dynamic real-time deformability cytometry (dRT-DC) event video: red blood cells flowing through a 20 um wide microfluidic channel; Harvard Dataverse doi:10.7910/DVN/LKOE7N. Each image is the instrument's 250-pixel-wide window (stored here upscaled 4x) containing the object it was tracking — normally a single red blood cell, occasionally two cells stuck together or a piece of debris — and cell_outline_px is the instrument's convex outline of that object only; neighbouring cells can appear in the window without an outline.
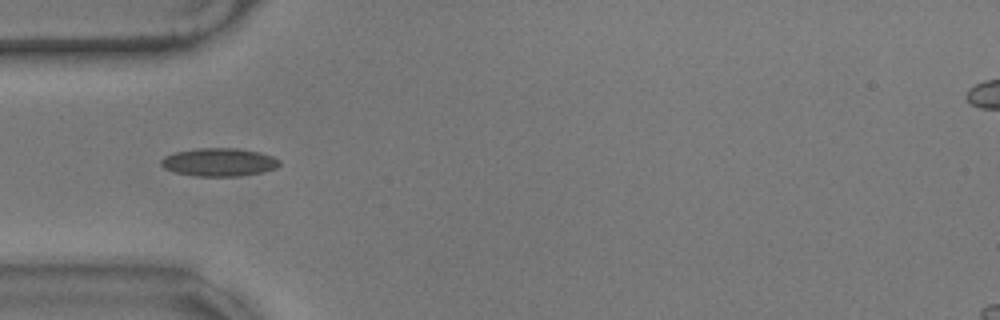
{"species": "common noctule bat (a hibernating species)", "species_latin": "Nyctalus noctula", "temperature_condition": "warm", "stored_images_in_passage": 28, "camera_frame_rate_fps": 3000, "um_per_image_px": 0.085, "animal": {"sex": "male", "body_mass_g": 17.9}, "frame": {"image": 1, "passage_image": 5, "time_ms": 1.333, "image_size_px": [1000, 320], "cell_outline_px": [[280, 164], [276, 168], [260, 172], [236, 176], [196, 176], [176, 172], [164, 168], [160, 164], [160, 160], [164, 156], [176, 152], [196, 148], [236, 148], [260, 152], [272, 156], [280, 160]], "centroid_in_image_um": [18.6, 13.77], "position_along_channel_um": 66.4, "area_um2": 19.31}}